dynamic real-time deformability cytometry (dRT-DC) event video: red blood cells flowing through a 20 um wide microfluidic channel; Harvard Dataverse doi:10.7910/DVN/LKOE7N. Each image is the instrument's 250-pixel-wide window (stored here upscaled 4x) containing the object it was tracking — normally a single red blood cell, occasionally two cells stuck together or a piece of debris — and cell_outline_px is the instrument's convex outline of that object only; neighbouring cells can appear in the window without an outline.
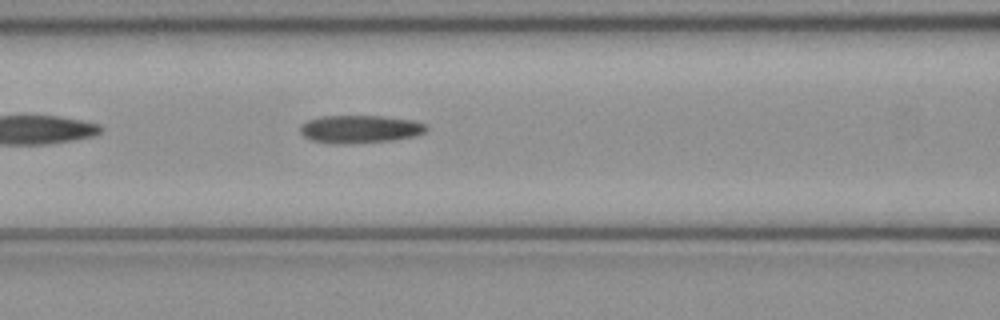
{"species": "common noctule bat (a hibernating species)", "species_latin": "Nyctalus noctula", "temperature_condition": "cold", "stored_images_in_passage": 30, "camera_frame_rate_fps": 3000, "um_per_image_px": 0.085, "animal": {"sex": "female", "body_mass_g": 21.9}, "frame": {"image": 1, "passage_image": 7, "time_ms": 2.0, "image_size_px": [1000, 320], "cell_outline_px": [[428, 128], [424, 132], [416, 136], [392, 140], [348, 144], [332, 144], [312, 140], [304, 136], [300, 132], [300, 124], [308, 120], [324, 116], [384, 116], [412, 120], [428, 124]], "centroid_in_image_um": [30.61, 10.98], "position_along_channel_um": 136.0, "area_um2": 20.63}}
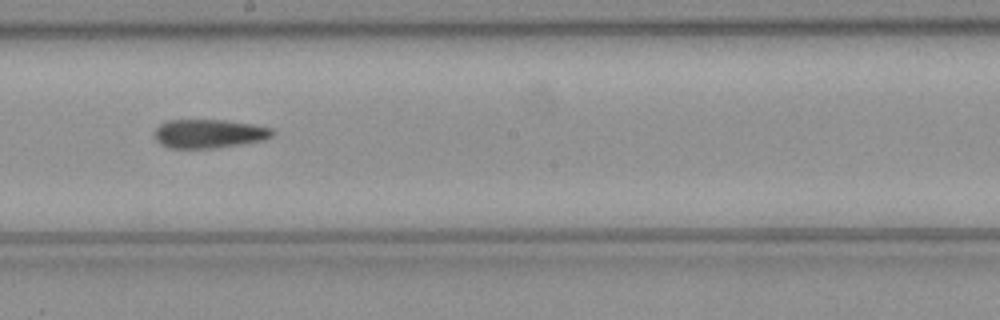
{"frame": {"image": 2, "passage_image": 14, "time_ms": 4.333, "image_size_px": [1000, 320], "cell_outline_px": [[276, 132], [272, 136], [264, 140], [216, 148], [168, 148], [160, 144], [152, 136], [152, 132], [160, 124], [168, 120], [224, 120], [252, 124], [272, 128]], "centroid_in_image_um": [17.73, 11.36], "position_along_channel_um": 230.5, "area_um2": 20.0}}
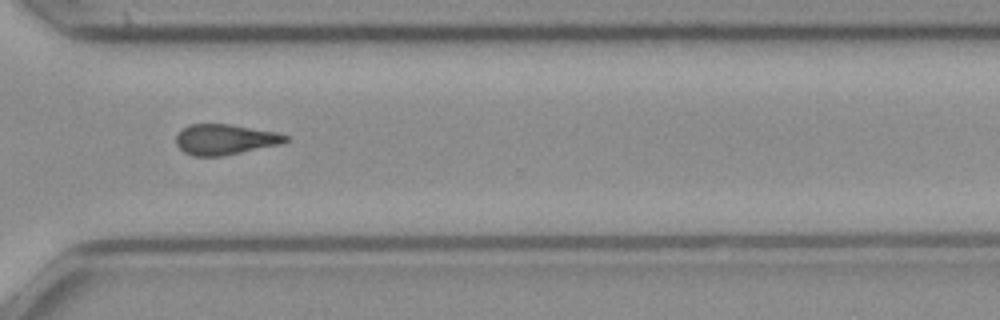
{"frame": {"image": 3, "passage_image": 23, "time_ms": 7.333, "image_size_px": [1000, 320], "cell_outline_px": [[288, 140], [280, 144], [220, 156], [192, 156], [184, 152], [176, 144], [176, 136], [188, 124], [232, 124], [276, 132], [288, 136]], "centroid_in_image_um": [19.1, 11.84], "position_along_channel_um": 351.5, "area_um2": 19.25}}